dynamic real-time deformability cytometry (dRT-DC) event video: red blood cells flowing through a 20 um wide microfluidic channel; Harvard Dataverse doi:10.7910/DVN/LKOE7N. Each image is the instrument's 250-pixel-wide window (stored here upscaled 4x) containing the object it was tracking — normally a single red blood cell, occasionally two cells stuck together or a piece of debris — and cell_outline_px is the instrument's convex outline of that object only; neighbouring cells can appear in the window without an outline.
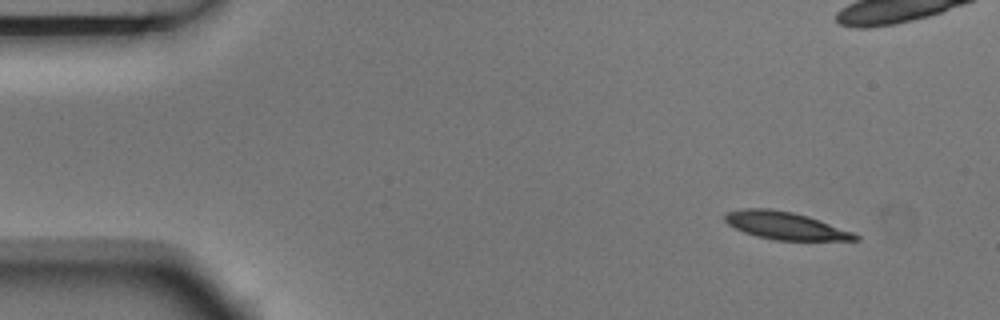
{"species": "Egyptian fruit bat (a non-hibernating species)", "species_latin": "Rousettus aegyptiacus", "temperature_condition": "room temperature", "stored_images_in_passage": 6, "camera_frame_rate_fps": 3000, "um_per_image_px": 0.085, "animal": {"sex": "male"}, "frame": {"image": 1, "passage_image": 1, "time_ms": 0.0, "image_size_px": [1000, 320], "cell_outline_px": [[860, 240], [776, 240], [756, 236], [744, 232], [728, 224], [724, 220], [724, 216], [728, 212], [744, 208], [768, 208], [792, 212], [808, 216], [820, 220], [852, 232], [860, 236]], "centroid_in_image_um": [66.74, 19.18], "position_along_channel_um": 18.3, "area_um2": 20.75}}
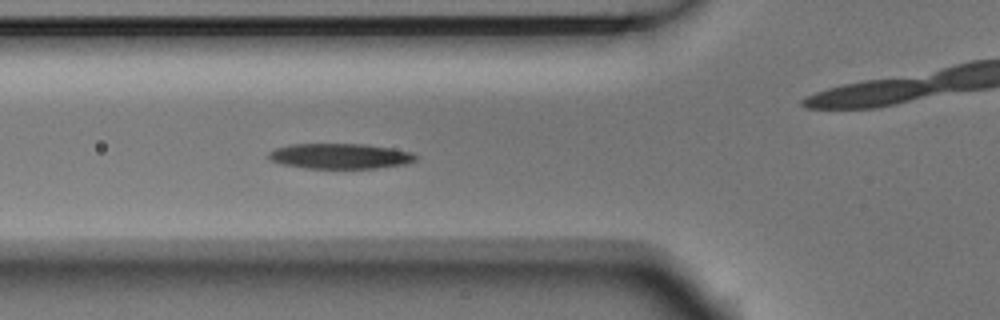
{"frame": {"image": 2, "passage_image": 5, "time_ms": 1.333, "image_size_px": [1000, 320], "cell_outline_px": [[420, 156], [416, 160], [408, 164], [376, 168], [304, 168], [280, 164], [272, 160], [268, 156], [268, 152], [276, 148], [292, 144], [364, 144], [392, 148], [412, 152]], "centroid_in_image_um": [28.95, 13.27], "position_along_channel_um": 96.8, "area_um2": 21.85}}